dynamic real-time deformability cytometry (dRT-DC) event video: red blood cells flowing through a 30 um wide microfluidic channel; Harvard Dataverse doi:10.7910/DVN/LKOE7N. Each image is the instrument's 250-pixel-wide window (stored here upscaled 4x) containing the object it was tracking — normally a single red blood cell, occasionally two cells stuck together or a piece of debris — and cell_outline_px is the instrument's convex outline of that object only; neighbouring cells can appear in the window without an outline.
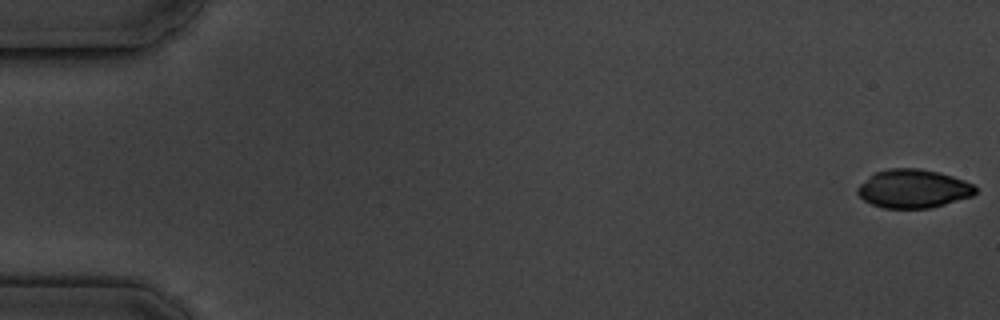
{"species": "common noctule bat (a hibernating species)", "species_latin": "Nyctalus noctula", "temperature_condition": "cold", "stored_images_in_passage": 5, "camera_frame_rate_fps": 3000, "um_per_image_px": 0.085, "animal": {"sex": "male", "body_mass_g": 19.5, "forearm_length_mm": 54.6}, "frame": {"image": 1, "passage_image": 1, "time_ms": 0.0, "image_size_px": [1000, 320], "cell_outline_px": [[976, 192], [972, 196], [944, 204], [928, 208], [884, 208], [872, 204], [864, 200], [856, 192], [856, 188], [860, 184], [876, 172], [888, 168], [920, 168], [940, 172], [964, 180], [972, 184], [976, 188]], "centroid_in_image_um": [77.62, 16.03], "position_along_channel_um": 7.4, "area_um2": 26.36}}
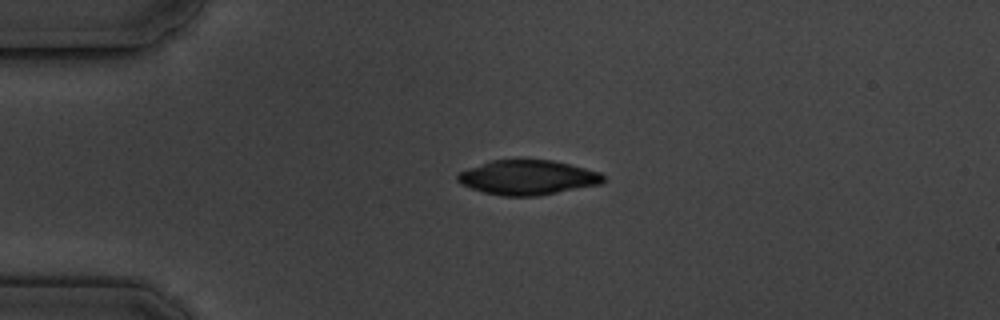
{"frame": {"image": 2, "passage_image": 4, "time_ms": 4.333, "image_size_px": [1000, 320], "cell_outline_px": [[604, 180], [600, 184], [536, 196], [504, 196], [484, 192], [460, 184], [456, 180], [456, 176], [460, 172], [468, 168], [492, 160], [552, 160], [600, 172], [604, 176]], "centroid_in_image_um": [44.82, 15.09], "position_along_channel_um": 40.2, "area_um2": 29.07}}